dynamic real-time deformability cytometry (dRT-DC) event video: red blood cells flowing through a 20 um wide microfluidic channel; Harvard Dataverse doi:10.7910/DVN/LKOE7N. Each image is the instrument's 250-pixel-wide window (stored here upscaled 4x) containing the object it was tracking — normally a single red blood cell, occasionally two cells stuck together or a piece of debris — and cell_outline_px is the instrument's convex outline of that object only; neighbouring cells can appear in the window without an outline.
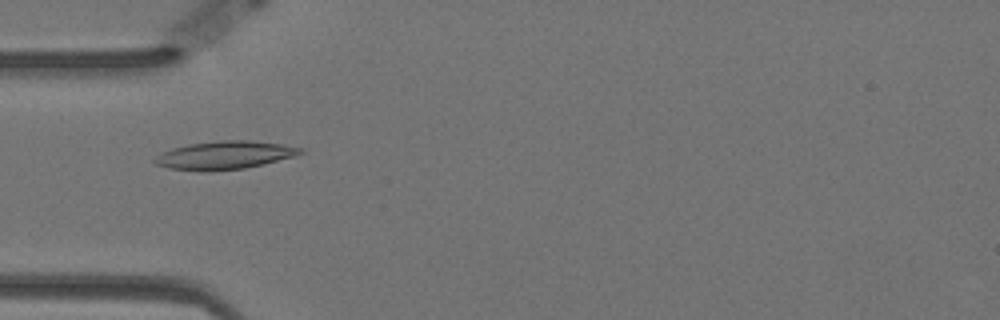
{"species": "Egyptian fruit bat (a non-hibernating species)", "species_latin": "Rousettus aegyptiacus", "temperature_condition": "warm", "stored_images_in_passage": 49, "camera_frame_rate_fps": 3000, "um_per_image_px": 0.085, "animal": {"sex": "female"}, "frame": {"image": 1, "passage_image": 9, "time_ms": 2.667, "image_size_px": [1000, 320], "cell_outline_px": [[304, 152], [292, 156], [264, 164], [244, 168], [208, 172], [200, 172], [168, 168], [156, 164], [152, 160], [156, 156], [172, 148], [188, 144], [224, 140], [252, 140], [280, 144], [304, 148]], "centroid_in_image_um": [19.06, 13.2], "position_along_channel_um": 65.9, "area_um2": 23.93}}
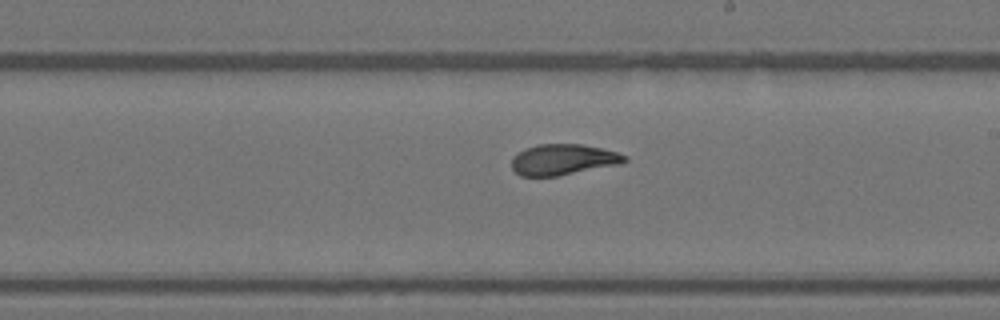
{"frame": {"image": 2, "passage_image": 24, "time_ms": 7.667, "image_size_px": [1000, 320], "cell_outline_px": [[628, 160], [620, 164], [556, 176], [520, 176], [512, 168], [512, 156], [524, 148], [536, 144], [580, 144], [600, 148], [616, 152], [628, 156]], "centroid_in_image_um": [47.84, 13.56], "position_along_channel_um": 241.2, "area_um2": 20.29}}
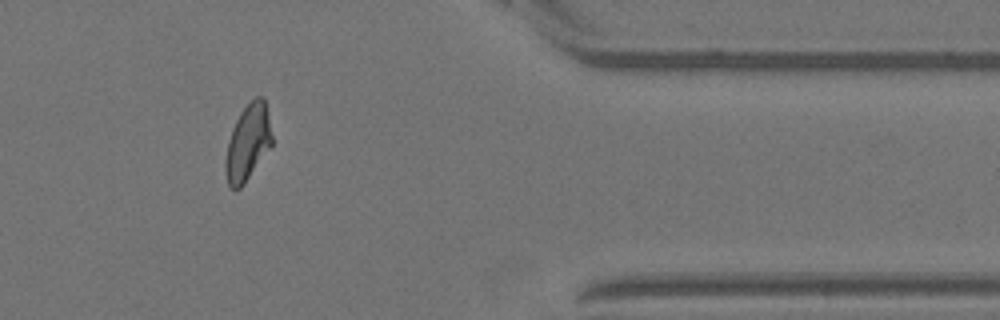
{"frame": {"image": 3, "passage_image": 39, "time_ms": 12.667, "image_size_px": [1000, 320], "cell_outline_px": [[272, 144], [244, 184], [240, 188], [232, 188], [228, 184], [224, 172], [224, 160], [228, 140], [232, 128], [240, 112], [256, 96], [264, 96], [272, 136]], "centroid_in_image_um": [21.04, 12.12], "position_along_channel_um": 390.4, "area_um2": 20.52}, "authors_computed_cell_mechanics": {"area_um2": 21.097, "velocity_mm_per_s": 3.4874, "shape_relaxation_time_tau1_ms": 3.7873, "shape_relaxation_time_tau2_ms": 1.0395, "deformation_change_tau1": 0.1693, "deformation_change_tau2": 0.0761}}